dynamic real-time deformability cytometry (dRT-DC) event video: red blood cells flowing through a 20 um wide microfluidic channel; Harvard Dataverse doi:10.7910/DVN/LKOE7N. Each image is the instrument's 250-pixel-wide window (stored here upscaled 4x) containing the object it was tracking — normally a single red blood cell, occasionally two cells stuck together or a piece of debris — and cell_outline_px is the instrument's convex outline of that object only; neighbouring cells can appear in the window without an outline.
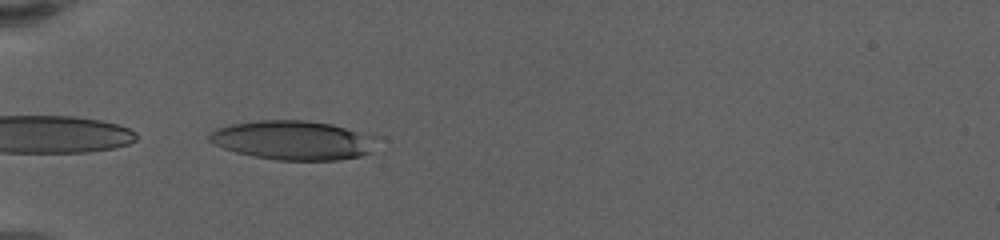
{"species": "human", "species_latin": "Homo sapiens", "temperature_condition": "warm", "stored_images_in_passage": 40, "camera_frame_rate_fps": 3000, "um_per_image_px": 0.085, "donor": {"sex": "female"}, "frame": {"image": 1, "passage_image": 1, "time_ms": 0.0, "image_size_px": [1000, 240], "cell_outline_px": [[372, 152], [360, 156], [340, 160], [276, 160], [252, 156], [236, 152], [212, 144], [208, 140], [208, 136], [216, 128], [232, 124], [260, 120], [304, 120], [332, 124], [372, 136]], "centroid_in_image_um": [24.84, 11.93], "position_along_channel_um": 60.2, "area_um2": 37.86}}
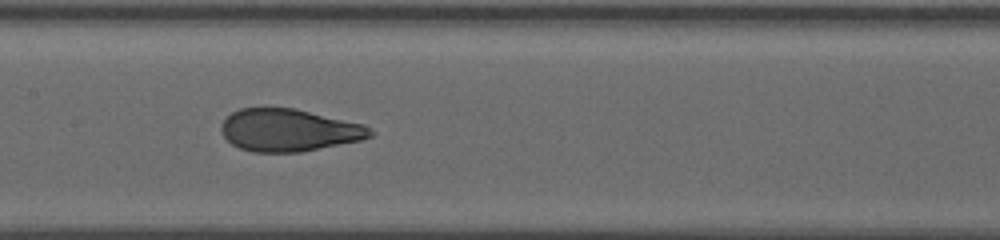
{"frame": {"image": 2, "passage_image": 13, "time_ms": 4.0, "image_size_px": [1000, 240], "cell_outline_px": [[376, 132], [372, 136], [360, 140], [300, 152], [252, 152], [240, 148], [232, 144], [224, 136], [220, 128], [224, 120], [232, 112], [240, 108], [292, 108], [364, 124]], "centroid_in_image_um": [24.56, 11.07], "position_along_channel_um": 182.8, "area_um2": 36.53}}
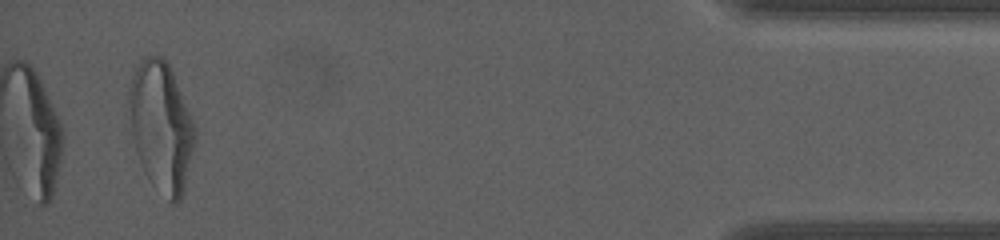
{"frame": {"image": 3, "passage_image": 40, "time_ms": 13.0, "image_size_px": [1000, 240], "cell_outline_px": [[196, 140], [184, 192], [180, 200], [176, 204], [172, 204], [148, 180], [144, 172], [136, 148], [132, 132], [128, 100], [128, 92], [132, 76], [136, 68], [144, 56], [160, 56], [168, 64], [172, 72], [192, 120], [196, 132]], "centroid_in_image_um": [13.71, 10.81], "position_along_channel_um": 421.5, "area_um2": 49.3}, "authors_computed_cell_mechanics": {"area_um2": 38.0902, "velocity_mm_per_s": 3.3628, "shape_relaxation_time_tau1_ms": 4.8491, "shape_relaxation_time_tau2_ms": 0.9873, "deformation_change_tau1": 0.2121, "deformation_change_tau2": 0.0774}}